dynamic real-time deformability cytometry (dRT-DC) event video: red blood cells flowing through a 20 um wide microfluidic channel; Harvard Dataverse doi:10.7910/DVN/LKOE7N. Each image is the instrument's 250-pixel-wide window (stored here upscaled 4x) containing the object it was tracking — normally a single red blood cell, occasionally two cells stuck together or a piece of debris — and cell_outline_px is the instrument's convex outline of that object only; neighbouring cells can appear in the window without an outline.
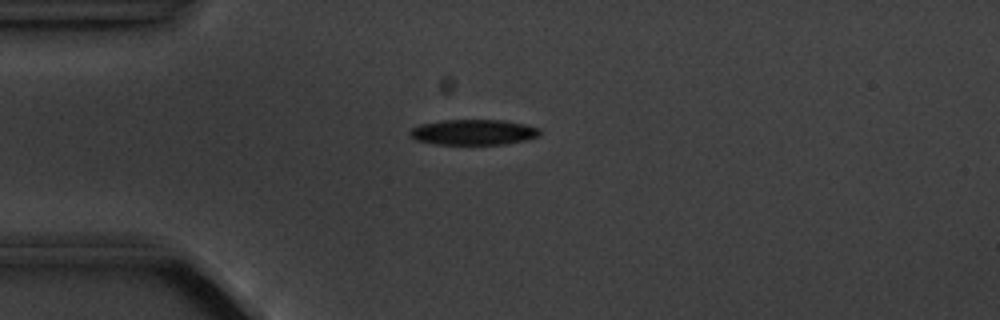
{"species": "common noctule bat (a hibernating species)", "species_latin": "Nyctalus noctula", "temperature_condition": "cold", "stored_images_in_passage": 5, "camera_frame_rate_fps": 3000, "um_per_image_px": 0.085, "animal": {"sex": "male", "body_mass_g": 20.1, "forearm_length_mm": 53.5}, "frame": {"image": 1, "passage_image": 3, "time_ms": 2.333, "image_size_px": [1000, 320], "cell_outline_px": [[544, 132], [540, 136], [524, 140], [504, 144], [436, 144], [416, 140], [408, 136], [408, 132], [412, 128], [420, 124], [444, 120], [504, 120], [528, 124], [540, 128]], "centroid_in_image_um": [40.28, 11.23], "position_along_channel_um": 44.7, "area_um2": 19.54}}